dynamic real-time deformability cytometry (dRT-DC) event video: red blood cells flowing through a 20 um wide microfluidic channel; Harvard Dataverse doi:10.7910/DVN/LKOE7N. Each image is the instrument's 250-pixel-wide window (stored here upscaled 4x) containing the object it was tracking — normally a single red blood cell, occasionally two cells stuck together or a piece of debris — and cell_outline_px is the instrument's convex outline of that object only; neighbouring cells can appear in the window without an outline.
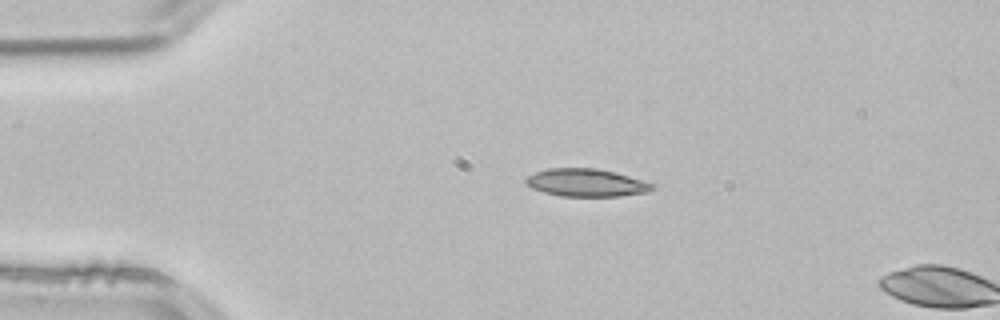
{"species": "common noctule bat (a hibernating species)", "species_latin": "Nyctalus noctula", "temperature_condition": "room temperature", "stored_images_in_passage": 3, "camera_frame_rate_fps": 3000, "um_per_image_px": 0.085, "animal": {"sex": "male", "body_mass_g": 21.5, "forearm_length_mm": 52.0}, "frame": {"image": 1, "passage_image": 2, "time_ms": 0.333, "image_size_px": [1000, 320], "cell_outline_px": [[656, 188], [648, 192], [620, 196], [560, 196], [544, 192], [532, 188], [524, 184], [524, 180], [528, 176], [536, 172], [548, 168], [596, 168], [616, 172], [656, 184]], "centroid_in_image_um": [49.86, 15.53], "position_along_channel_um": 35.1, "area_um2": 20.63}}